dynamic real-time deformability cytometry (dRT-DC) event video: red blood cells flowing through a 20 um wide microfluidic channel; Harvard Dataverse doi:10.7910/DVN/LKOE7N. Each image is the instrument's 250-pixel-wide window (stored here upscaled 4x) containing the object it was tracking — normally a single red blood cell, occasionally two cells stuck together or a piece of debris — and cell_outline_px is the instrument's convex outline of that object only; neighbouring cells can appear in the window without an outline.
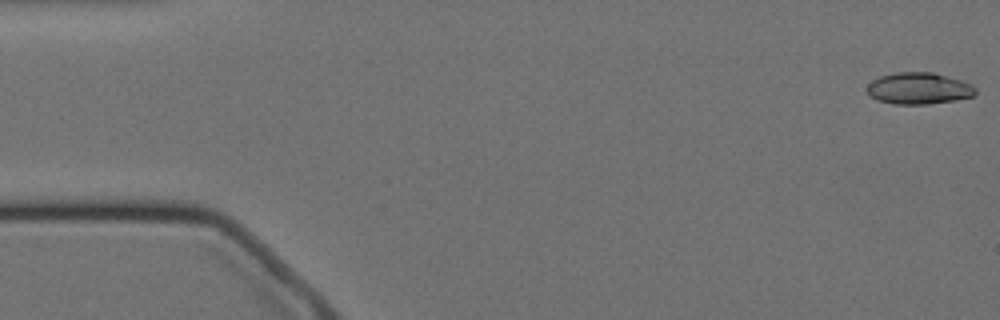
{"species": "Egyptian fruit bat (a non-hibernating species)", "species_latin": "Rousettus aegyptiacus", "temperature_condition": "cold", "stored_images_in_passage": 58, "segment_of_instrument_passage": [1, 2], "camera_frame_rate_fps": 3000, "um_per_image_px": 0.085, "animal": {"sex": "female"}, "frame": {"image": 1, "passage_image": 1, "time_ms": 0.0, "image_size_px": [1000, 320], "cell_outline_px": [[976, 92], [972, 96], [956, 100], [928, 104], [892, 104], [876, 100], [868, 96], [868, 84], [872, 80], [880, 76], [896, 72], [932, 72], [960, 80], [972, 84], [976, 88]], "centroid_in_image_um": [78.07, 7.52], "position_along_channel_um": 6.9, "area_um2": 20.06}}
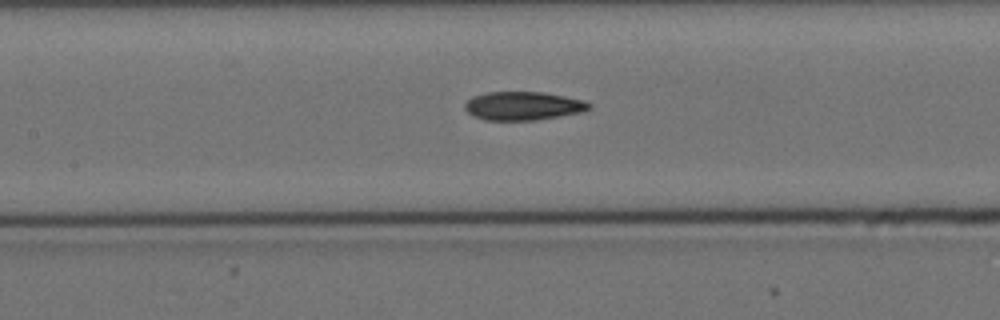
{"frame": {"image": 2, "passage_image": 25, "time_ms": 8.0, "image_size_px": [1000, 320], "cell_outline_px": [[592, 108], [580, 112], [536, 120], [484, 120], [472, 116], [464, 108], [464, 104], [472, 96], [488, 92], [544, 92], [584, 100], [592, 104]], "centroid_in_image_um": [44.45, 9.0], "position_along_channel_um": 163.0, "area_um2": 20.69}}
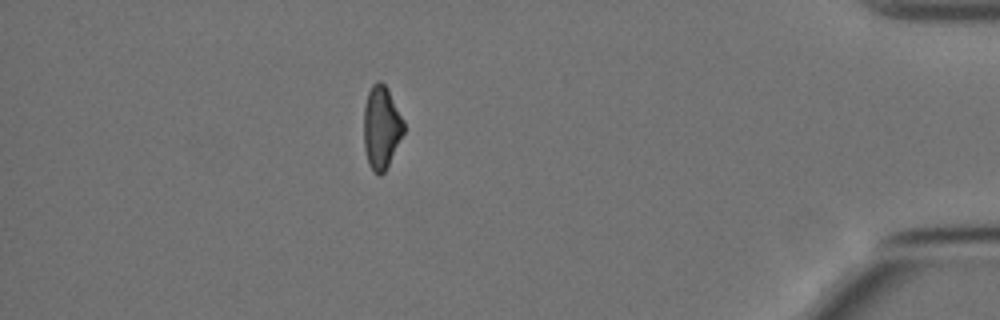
{"frame": {"image": 3, "passage_image": 50, "time_ms": 16.333, "image_size_px": [1000, 320], "cell_outline_px": [[404, 132], [384, 172], [380, 176], [372, 172], [368, 164], [364, 148], [364, 104], [368, 92], [372, 84], [376, 80], [380, 80], [388, 88], [404, 120]], "centroid_in_image_um": [32.4, 10.81], "position_along_channel_um": 402.8, "area_um2": 19.48}}